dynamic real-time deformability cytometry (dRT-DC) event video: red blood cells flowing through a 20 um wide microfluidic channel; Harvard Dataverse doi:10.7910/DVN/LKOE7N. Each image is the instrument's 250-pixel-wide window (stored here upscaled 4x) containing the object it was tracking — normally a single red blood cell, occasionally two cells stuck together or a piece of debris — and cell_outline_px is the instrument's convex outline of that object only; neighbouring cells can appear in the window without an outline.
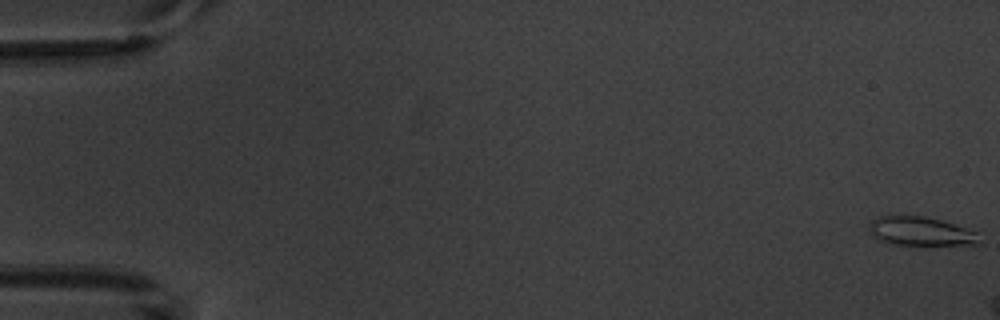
{"species": "common noctule bat (a hibernating species)", "species_latin": "Nyctalus noctula", "temperature_condition": "warm", "stored_images_in_passage": 4, "camera_frame_rate_fps": 3000, "um_per_image_px": 0.085, "animal": {"sex": "male", "body_mass_g": 20.1, "forearm_length_mm": 53.5}, "frame": {"image": 1, "passage_image": 1, "time_ms": 0.0, "image_size_px": [1000, 320], "cell_outline_px": [[984, 244], [892, 244], [880, 240], [872, 236], [868, 228], [872, 220], [880, 216], [924, 216], [940, 220], [976, 232]], "centroid_in_image_um": [78.24, 19.66], "position_along_channel_um": 6.8, "area_um2": 18.15}}